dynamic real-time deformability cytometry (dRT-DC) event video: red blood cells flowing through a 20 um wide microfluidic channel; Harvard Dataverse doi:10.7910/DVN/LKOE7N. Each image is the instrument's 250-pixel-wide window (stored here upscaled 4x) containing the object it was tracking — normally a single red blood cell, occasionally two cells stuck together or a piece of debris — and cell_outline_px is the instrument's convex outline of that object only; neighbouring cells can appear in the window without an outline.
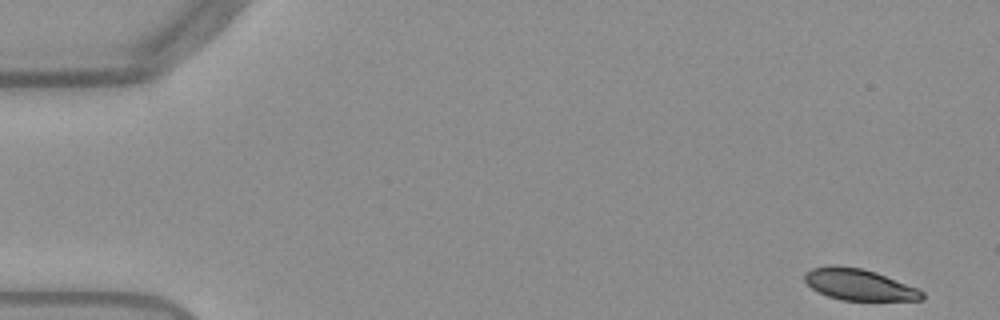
{"species": "Egyptian fruit bat (a non-hibernating species)", "species_latin": "Rousettus aegyptiacus", "temperature_condition": "warm", "stored_images_in_passage": 24, "camera_frame_rate_fps": 3000, "um_per_image_px": 0.085, "frame": {"image": 1, "passage_image": 1, "time_ms": 0.0, "image_size_px": [1000, 320], "cell_outline_px": [[924, 300], [840, 300], [828, 296], [812, 288], [804, 280], [804, 272], [812, 268], [828, 264], [836, 264], [860, 268], [876, 272], [920, 288], [924, 292]], "centroid_in_image_um": [73.03, 24.17], "position_along_channel_um": 12.0, "area_um2": 21.73}}
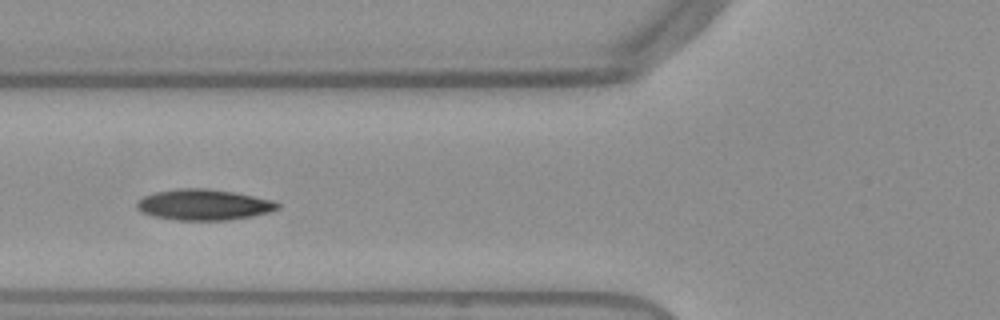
{"frame": {"image": 2, "passage_image": 19, "time_ms": 6.0, "image_size_px": [1000, 320], "cell_outline_px": [[280, 208], [268, 212], [252, 216], [228, 220], [176, 220], [152, 216], [140, 212], [136, 208], [136, 204], [144, 196], [156, 192], [180, 188], [208, 188], [232, 192], [272, 200], [280, 204]], "centroid_in_image_um": [17.3, 17.41], "position_along_channel_um": 108.5, "area_um2": 25.2}}
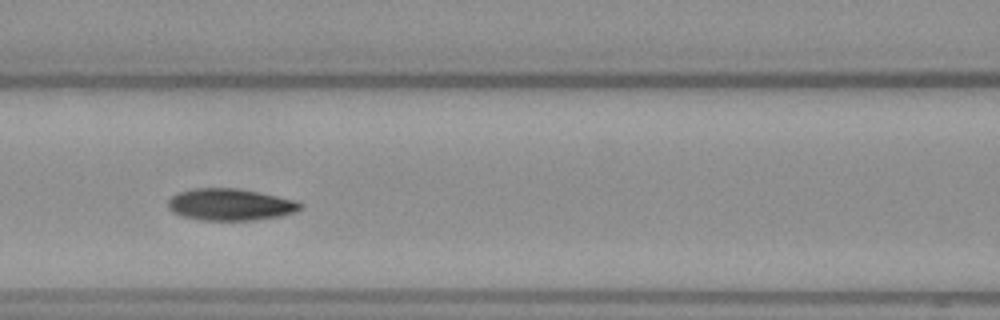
{"frame": {"image": 3, "passage_image": 22, "time_ms": 7.0, "image_size_px": [1000, 320], "cell_outline_px": [[304, 208], [296, 212], [280, 216], [256, 220], [196, 220], [180, 216], [172, 212], [168, 208], [168, 200], [176, 192], [192, 188], [240, 188], [260, 192], [296, 200], [304, 204]], "centroid_in_image_um": [19.58, 17.38], "position_along_channel_um": 147.0, "area_um2": 25.09}}